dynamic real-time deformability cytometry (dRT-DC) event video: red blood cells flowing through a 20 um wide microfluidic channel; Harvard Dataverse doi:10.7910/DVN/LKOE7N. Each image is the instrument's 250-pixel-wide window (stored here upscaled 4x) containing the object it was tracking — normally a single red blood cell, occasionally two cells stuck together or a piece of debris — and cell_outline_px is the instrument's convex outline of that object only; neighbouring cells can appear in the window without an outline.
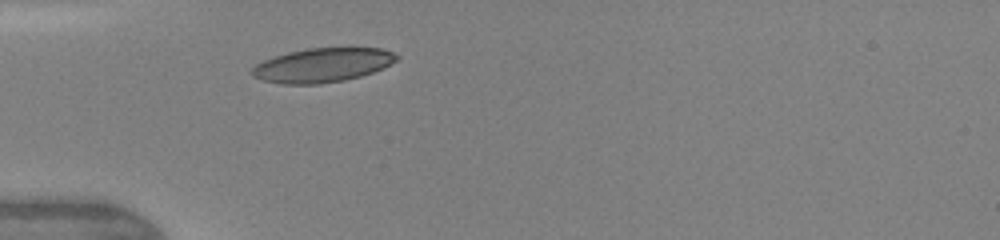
{"species": "human", "species_latin": "Homo sapiens", "temperature_condition": "warm", "stored_images_in_passage": 1, "camera_frame_rate_fps": 3000, "um_per_image_px": 0.085, "donor": {"sex": "female"}, "frame": {"image": 1, "passage_image": 1, "time_ms": 0.0, "image_size_px": [1000, 240], "cell_outline_px": [[400, 56], [396, 60], [372, 72], [360, 76], [344, 80], [320, 84], [280, 84], [264, 80], [252, 76], [252, 68], [256, 64], [264, 60], [288, 52], [308, 48], [352, 44], [380, 48], [392, 52]], "centroid_in_image_um": [27.45, 5.48], "position_along_channel_um": 57.5, "area_um2": 29.48}}